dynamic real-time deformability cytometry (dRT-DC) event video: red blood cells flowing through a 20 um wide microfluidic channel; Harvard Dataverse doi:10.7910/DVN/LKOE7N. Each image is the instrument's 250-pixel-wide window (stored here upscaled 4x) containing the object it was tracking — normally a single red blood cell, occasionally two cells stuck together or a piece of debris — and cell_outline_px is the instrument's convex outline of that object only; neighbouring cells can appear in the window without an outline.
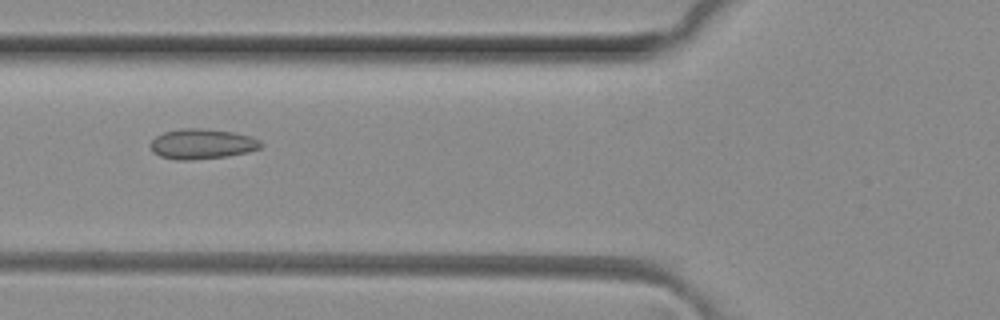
{"species": "common noctule bat (a hibernating species)", "species_latin": "Nyctalus noctula", "temperature_condition": "room temperature", "stored_images_in_passage": 5, "camera_frame_rate_fps": 3000, "um_per_image_px": 0.085, "animal": {"sex": "female", "body_mass_g": 29.2, "forearm_length_mm": 56.3}, "frame": {"image": 1, "passage_image": 5, "time_ms": 1.333, "image_size_px": [1000, 320], "cell_outline_px": [[264, 144], [260, 148], [248, 152], [228, 156], [192, 160], [176, 160], [160, 156], [152, 152], [148, 144], [156, 136], [164, 132], [180, 128], [200, 128], [232, 132], [252, 136], [260, 140]], "centroid_in_image_um": [17.16, 12.24], "position_along_channel_um": 108.6, "area_um2": 19.65}}